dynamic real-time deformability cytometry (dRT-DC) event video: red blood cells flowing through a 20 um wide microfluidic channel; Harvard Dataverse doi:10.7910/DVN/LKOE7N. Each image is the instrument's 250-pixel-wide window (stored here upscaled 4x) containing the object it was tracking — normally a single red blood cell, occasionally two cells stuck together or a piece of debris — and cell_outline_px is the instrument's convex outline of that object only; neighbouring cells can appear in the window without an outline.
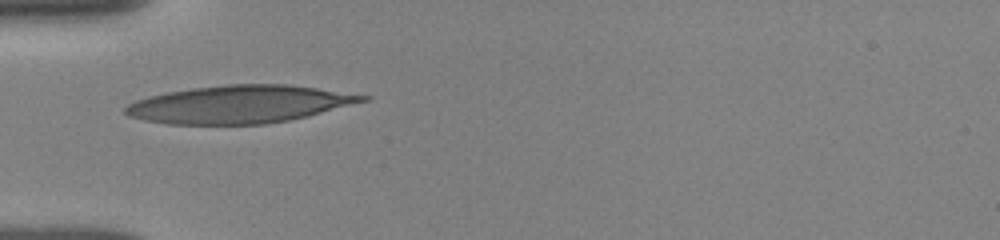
{"species": "human", "species_latin": "Homo sapiens", "temperature_condition": "room temperature", "stored_images_in_passage": 52, "camera_frame_rate_fps": 3000, "um_per_image_px": 0.085, "donor": {"sex": "female"}, "frame": {"image": 1, "passage_image": 1, "time_ms": 0.0, "image_size_px": [1000, 240], "cell_outline_px": [[372, 96], [368, 100], [308, 116], [288, 120], [264, 124], [168, 124], [144, 120], [128, 116], [124, 112], [124, 108], [128, 104], [136, 100], [148, 96], [168, 92], [192, 88], [228, 84], [288, 84]], "centroid_in_image_um": [20.33, 8.86], "position_along_channel_um": 64.7, "area_um2": 51.9}}
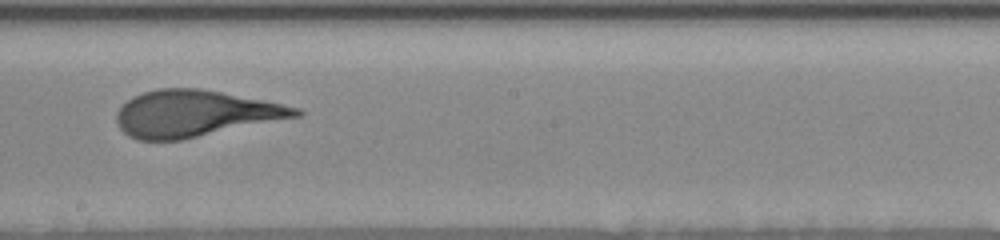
{"frame": {"image": 2, "passage_image": 23, "time_ms": 4.333, "image_size_px": [1000, 240], "cell_outline_px": [[304, 112], [300, 116], [180, 140], [136, 140], [128, 136], [116, 124], [116, 112], [132, 96], [156, 88], [200, 88], [300, 108]], "centroid_in_image_um": [16.51, 9.65], "position_along_channel_um": 231.7, "area_um2": 48.09}}
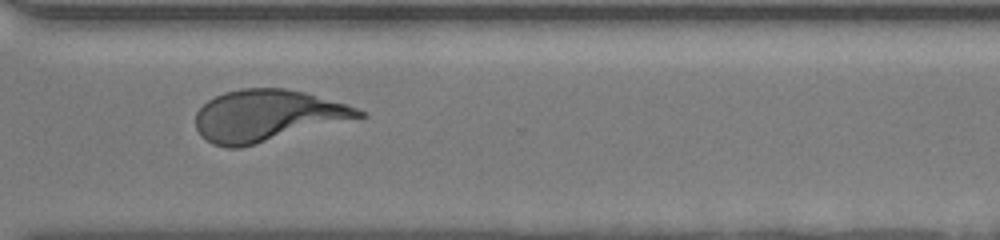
{"frame": {"image": 3, "passage_image": 37, "time_ms": 7.333, "image_size_px": [1000, 240], "cell_outline_px": [[368, 116], [240, 148], [224, 148], [212, 144], [200, 136], [196, 128], [196, 112], [208, 100], [224, 92], [240, 88], [284, 88], [304, 92], [348, 104], [368, 112]], "centroid_in_image_um": [22.74, 9.84], "position_along_channel_um": 347.9, "area_um2": 49.36}, "authors_computed_cell_mechanics": {"area_um2": 49.1011, "velocity_mm_per_s": 3.8979, "shape_relaxation_time_tau1_ms": 4.2062, "shape_relaxation_time_tau2_ms": 0.8468, "deformation_change_tau1": 0.2374, "deformation_change_tau2": 0.1005}}